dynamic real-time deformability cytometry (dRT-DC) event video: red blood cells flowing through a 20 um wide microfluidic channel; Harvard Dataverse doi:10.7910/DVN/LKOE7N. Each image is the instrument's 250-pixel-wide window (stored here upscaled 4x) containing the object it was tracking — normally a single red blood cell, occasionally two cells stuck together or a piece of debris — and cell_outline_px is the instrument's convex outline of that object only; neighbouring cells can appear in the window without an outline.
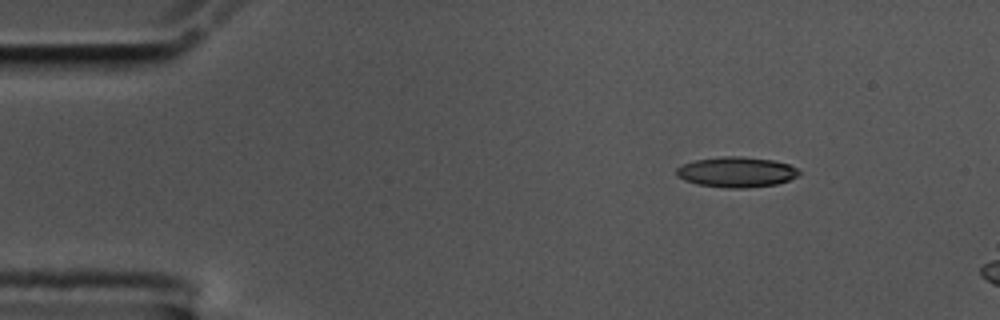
{"species": "common noctule bat (a hibernating species)", "species_latin": "Nyctalus noctula", "temperature_condition": "cold", "stored_images_in_passage": 7, "camera_frame_rate_fps": 3000, "um_per_image_px": 0.085, "animal": {"sex": "male", "body_mass_g": 17.5, "forearm_length_mm": 52.3}, "frame": {"image": 1, "passage_image": 1, "time_ms": 0.0, "image_size_px": [1000, 320], "cell_outline_px": [[800, 176], [776, 184], [744, 188], [724, 188], [696, 184], [684, 180], [676, 176], [676, 168], [684, 164], [696, 160], [720, 156], [740, 156], [772, 160], [788, 164], [796, 168], [800, 172]], "centroid_in_image_um": [62.58, 14.63], "position_along_channel_um": 22.4, "area_um2": 21.73}}